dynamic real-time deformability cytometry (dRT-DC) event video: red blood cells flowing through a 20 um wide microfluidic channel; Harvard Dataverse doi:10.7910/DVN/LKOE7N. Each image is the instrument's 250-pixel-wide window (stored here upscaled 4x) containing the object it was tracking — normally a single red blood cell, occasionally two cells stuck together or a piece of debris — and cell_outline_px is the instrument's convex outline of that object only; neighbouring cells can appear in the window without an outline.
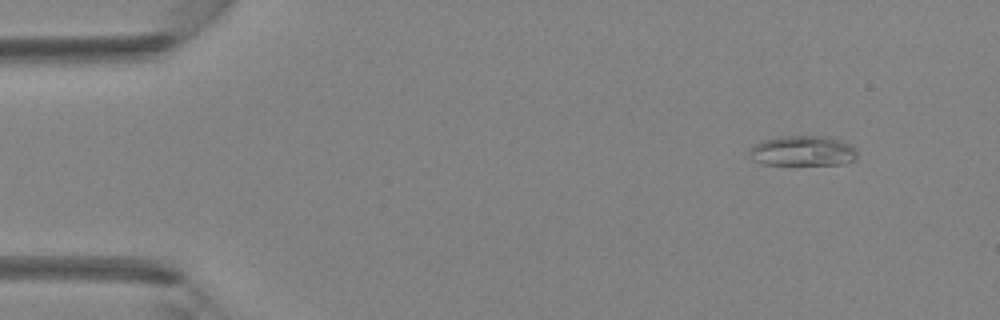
{"species": "Egyptian fruit bat (a non-hibernating species)", "species_latin": "Rousettus aegyptiacus", "temperature_condition": "room temperature", "stored_images_in_passage": 38, "camera_frame_rate_fps": 3000, "um_per_image_px": 0.085, "animal": {"sex": "female"}, "frame": {"image": 1, "passage_image": 1, "time_ms": 0.0, "image_size_px": [1000, 320], "cell_outline_px": [[856, 156], [852, 160], [840, 164], [764, 164], [752, 160], [748, 156], [752, 144], [764, 140], [780, 136], [824, 136], [840, 140], [852, 144], [856, 148]], "centroid_in_image_um": [68.2, 12.81], "position_along_channel_um": 16.8, "area_um2": 18.96}}
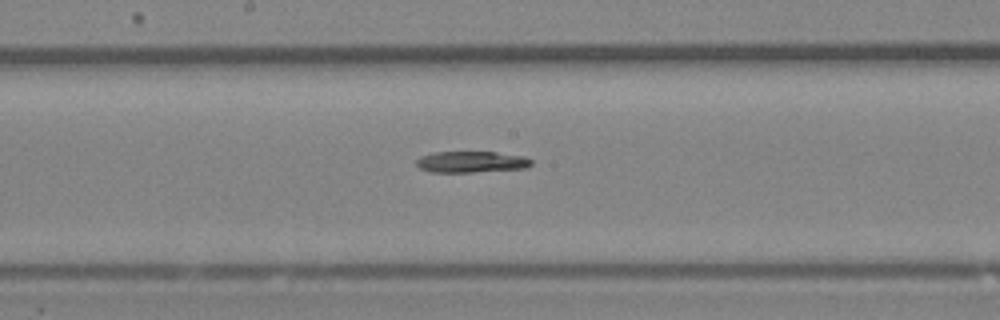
{"frame": {"image": 2, "passage_image": 19, "time_ms": 6.0, "image_size_px": [1000, 320], "cell_outline_px": [[532, 164], [528, 168], [472, 172], [432, 172], [420, 168], [416, 164], [416, 160], [420, 156], [432, 152], [496, 152], [524, 156], [532, 160]], "centroid_in_image_um": [40.07, 13.76], "position_along_channel_um": 208.1, "area_um2": 14.33}}
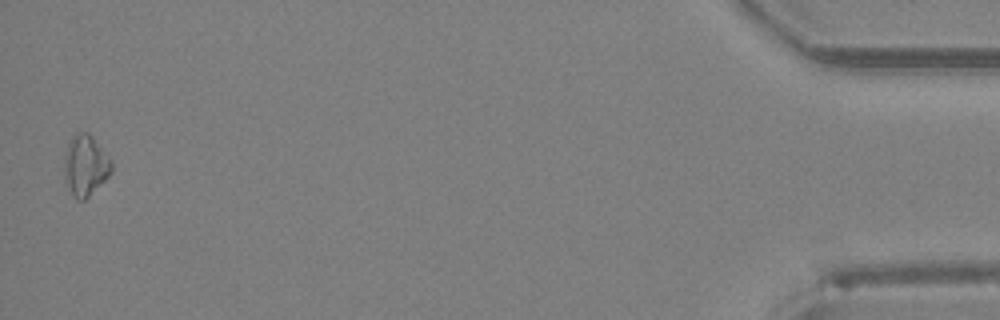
{"frame": {"image": 3, "passage_image": 38, "time_ms": 12.333, "image_size_px": [1000, 320], "cell_outline_px": [[112, 172], [84, 200], [76, 200], [72, 196], [64, 180], [64, 156], [68, 140], [76, 132], [88, 132], [92, 136], [112, 160]], "centroid_in_image_um": [7.23, 14.04], "position_along_channel_um": 428.0, "area_um2": 16.94}}